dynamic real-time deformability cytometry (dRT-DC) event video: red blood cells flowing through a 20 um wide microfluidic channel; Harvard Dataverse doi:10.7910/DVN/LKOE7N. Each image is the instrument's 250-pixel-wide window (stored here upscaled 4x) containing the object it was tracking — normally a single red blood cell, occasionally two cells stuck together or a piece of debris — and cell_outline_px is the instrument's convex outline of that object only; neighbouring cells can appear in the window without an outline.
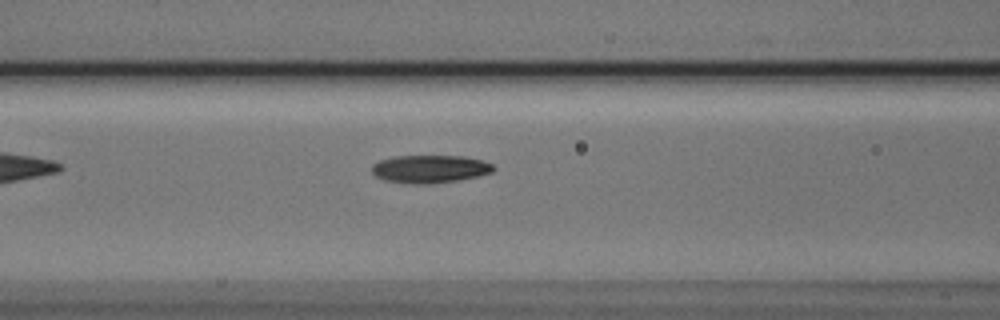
{"species": "Egyptian fruit bat (a non-hibernating species)", "species_latin": "Rousettus aegyptiacus", "temperature_condition": "cold", "stored_images_in_passage": 38, "camera_frame_rate_fps": 3000, "um_per_image_px": 0.085, "animal": {"sex": "male"}, "frame": {"image": 1, "passage_image": 6, "time_ms": 1.667, "image_size_px": [1000, 320], "cell_outline_px": [[496, 168], [492, 172], [476, 176], [456, 180], [428, 184], [420, 184], [384, 180], [376, 176], [372, 172], [372, 164], [380, 160], [396, 156], [464, 156], [480, 160], [492, 164]], "centroid_in_image_um": [36.53, 14.35], "position_along_channel_um": 130.1, "area_um2": 19.48}}
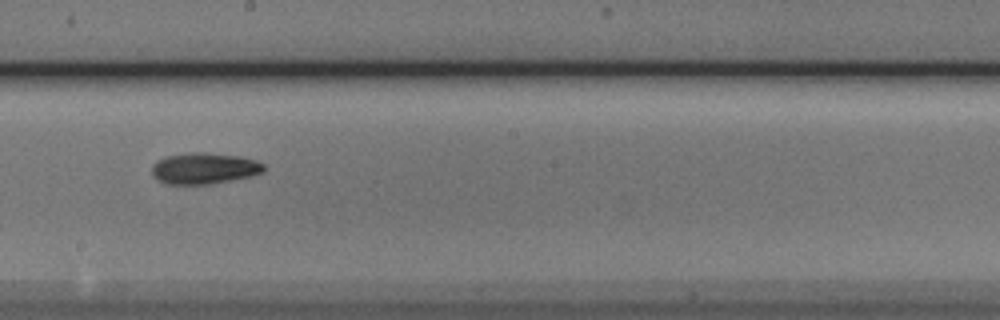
{"frame": {"image": 2, "passage_image": 14, "time_ms": 4.333, "image_size_px": [1000, 320], "cell_outline_px": [[264, 172], [252, 176], [212, 184], [168, 184], [156, 180], [152, 176], [152, 164], [156, 160], [164, 156], [192, 152], [204, 152], [240, 156], [256, 160], [264, 164]], "centroid_in_image_um": [17.34, 14.31], "position_along_channel_um": 230.9, "area_um2": 20.69}}
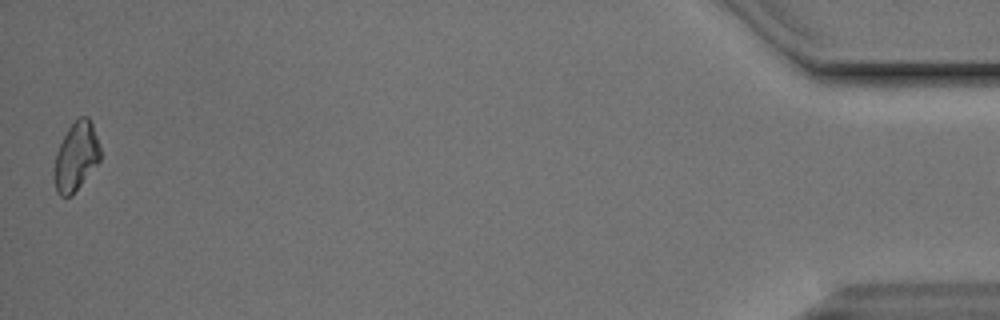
{"frame": {"image": 3, "passage_image": 37, "time_ms": 12.0, "image_size_px": [1000, 320], "cell_outline_px": [[100, 160], [72, 196], [60, 196], [56, 192], [52, 176], [52, 168], [56, 152], [68, 128], [80, 116], [88, 116], [92, 124], [100, 148]], "centroid_in_image_um": [6.42, 13.35], "position_along_channel_um": 428.8, "area_um2": 18.55}}